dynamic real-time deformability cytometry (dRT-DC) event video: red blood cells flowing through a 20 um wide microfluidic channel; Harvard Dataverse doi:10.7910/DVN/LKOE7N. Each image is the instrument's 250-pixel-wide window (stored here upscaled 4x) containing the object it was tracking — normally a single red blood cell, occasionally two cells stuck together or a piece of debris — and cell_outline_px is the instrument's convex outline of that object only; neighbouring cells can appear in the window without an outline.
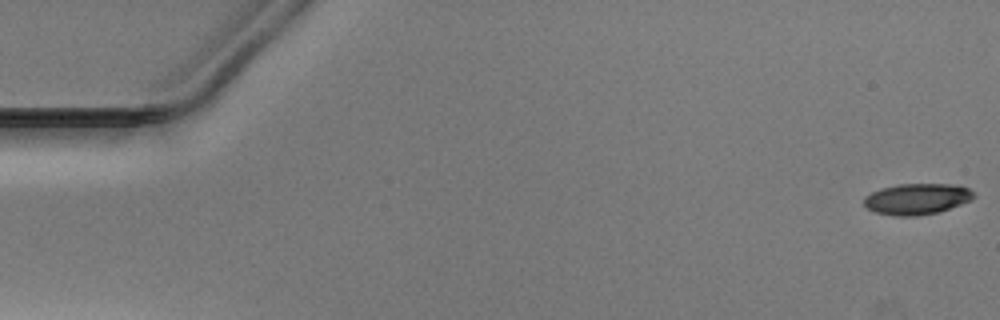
{"species": "Egyptian fruit bat (a non-hibernating species)", "species_latin": "Rousettus aegyptiacus", "temperature_condition": "warm", "stored_images_in_passage": 53, "segment_of_instrument_passage": [1, 2], "camera_frame_rate_fps": 3000, "um_per_image_px": 0.085, "animal": {"sex": "male"}, "frame": {"image": 1, "passage_image": 1, "time_ms": 0.0, "image_size_px": [1000, 320], "cell_outline_px": [[976, 196], [972, 200], [940, 212], [916, 216], [892, 216], [876, 212], [868, 208], [864, 204], [864, 196], [880, 188], [900, 184], [948, 184], [968, 188]], "centroid_in_image_um": [77.93, 16.92], "position_along_channel_um": 7.1, "area_um2": 19.88}}
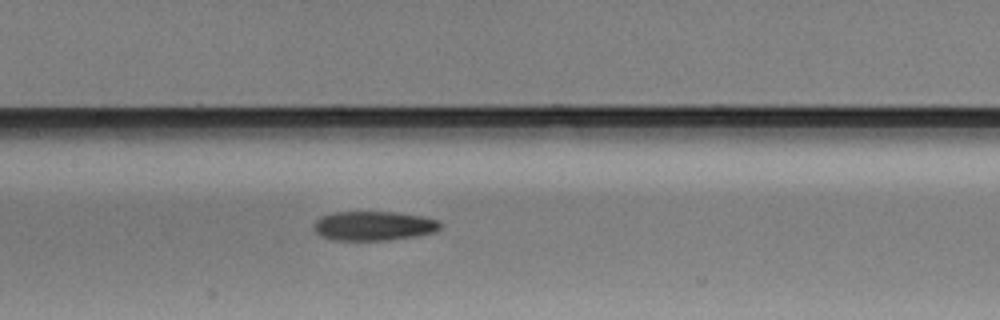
{"frame": {"image": 2, "passage_image": 25, "time_ms": 8.0, "image_size_px": [1000, 320], "cell_outline_px": [[444, 224], [436, 232], [416, 236], [388, 240], [332, 240], [320, 236], [312, 228], [312, 224], [320, 216], [332, 212], [396, 212], [420, 216], [440, 220]], "centroid_in_image_um": [31.75, 19.2], "position_along_channel_um": 175.6, "area_um2": 21.96}}
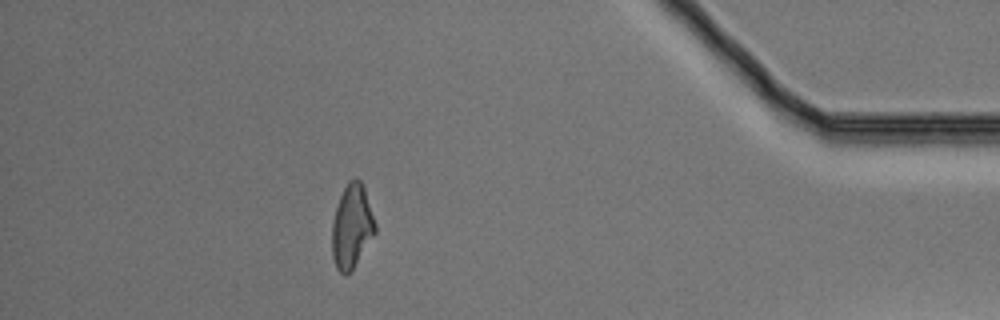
{"frame": {"image": 3, "passage_image": 46, "time_ms": 15.0, "image_size_px": [1000, 320], "cell_outline_px": [[376, 232], [352, 268], [344, 276], [336, 268], [332, 256], [332, 224], [336, 208], [340, 196], [348, 180], [356, 176], [364, 184], [376, 224]], "centroid_in_image_um": [29.91, 19.18], "position_along_channel_um": 405.3, "area_um2": 21.04}}